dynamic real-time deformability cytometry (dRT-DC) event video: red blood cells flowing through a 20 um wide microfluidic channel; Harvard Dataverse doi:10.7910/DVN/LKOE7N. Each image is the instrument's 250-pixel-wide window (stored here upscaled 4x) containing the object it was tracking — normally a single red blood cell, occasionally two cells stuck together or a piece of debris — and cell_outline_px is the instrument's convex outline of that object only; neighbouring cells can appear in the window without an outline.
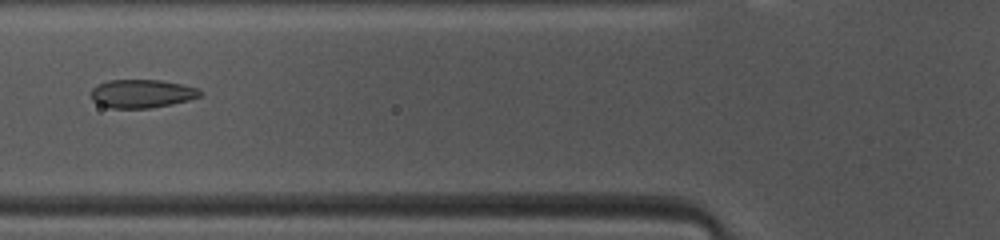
{"species": "common noctule bat (a hibernating species)", "species_latin": "Nyctalus noctula", "temperature_condition": "warm", "stored_images_in_passage": 46, "camera_frame_rate_fps": 3000, "um_per_image_px": 0.085, "animal": {"sex": "female", "body_mass_g": 10.0, "forearm_length_mm": 53.1}, "frame": {"image": 1, "passage_image": 16, "time_ms": 5.0, "image_size_px": [1000, 240], "cell_outline_px": [[204, 92], [200, 96], [188, 100], [172, 104], [148, 108], [112, 108], [100, 104], [92, 100], [92, 88], [96, 84], [108, 80], [160, 80], [200, 88]], "centroid_in_image_um": [12.07, 7.95], "position_along_channel_um": 113.7, "area_um2": 18.03}}
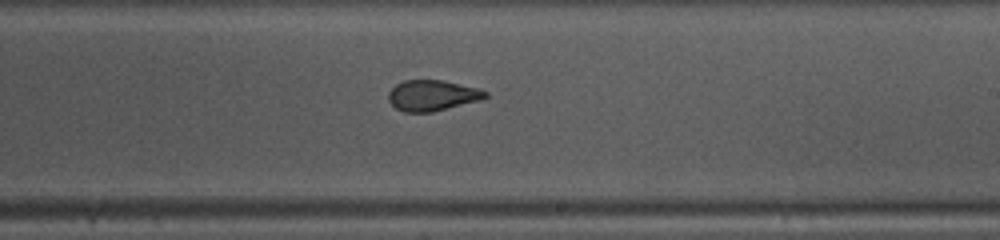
{"frame": {"image": 2, "passage_image": 26, "time_ms": 8.333, "image_size_px": [1000, 240], "cell_outline_px": [[488, 96], [484, 100], [432, 112], [404, 112], [396, 108], [388, 100], [388, 92], [396, 84], [404, 80], [444, 80], [480, 88], [488, 92]], "centroid_in_image_um": [36.8, 8.11], "position_along_channel_um": 252.2, "area_um2": 17.69}}
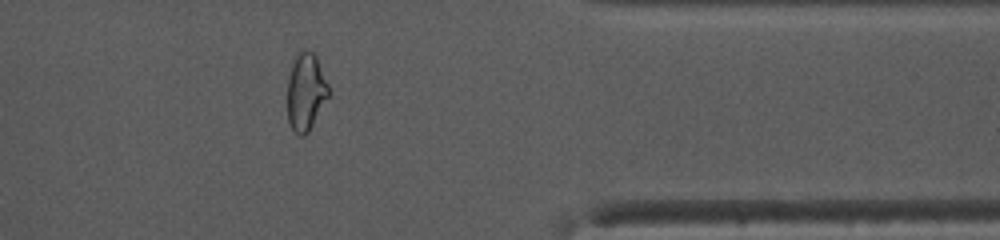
{"frame": {"image": 3, "passage_image": 37, "time_ms": 12.0, "image_size_px": [1000, 240], "cell_outline_px": [[328, 96], [308, 132], [304, 136], [300, 136], [292, 128], [288, 120], [288, 76], [292, 64], [300, 48], [304, 48], [312, 52], [316, 56], [328, 84]], "centroid_in_image_um": [25.98, 7.77], "position_along_channel_um": 385.4, "area_um2": 18.32}, "authors_computed_cell_mechanics": {"area_um2": 18.7272, "velocity_mm_per_s": 4.1494, "shape_relaxation_time_tau1_ms": null, "shape_relaxation_time_tau2_ms": 1.0114, "deformation_change_tau1": null, "deformation_change_tau2": 0.0642}}